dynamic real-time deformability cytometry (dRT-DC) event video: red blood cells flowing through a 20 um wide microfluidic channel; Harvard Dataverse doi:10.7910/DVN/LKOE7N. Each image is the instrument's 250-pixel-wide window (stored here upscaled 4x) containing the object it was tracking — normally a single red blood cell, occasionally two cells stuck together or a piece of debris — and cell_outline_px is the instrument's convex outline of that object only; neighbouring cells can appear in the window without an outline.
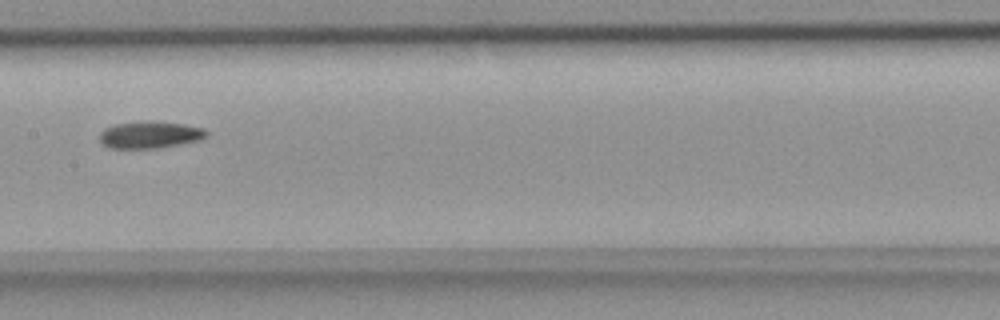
{"species": "common noctule bat (a hibernating species)", "species_latin": "Nyctalus noctula", "temperature_condition": "room temperature", "stored_images_in_passage": 7, "camera_frame_rate_fps": 3000, "um_per_image_px": 0.085, "animal": {"sex": "female", "body_mass_g": 18.4}, "frame": {"image": 1, "passage_image": 7, "time_ms": 2.0, "image_size_px": [1000, 320], "cell_outline_px": [[208, 136], [200, 140], [160, 148], [108, 148], [100, 140], [100, 132], [104, 128], [116, 124], [148, 120], [152, 120], [184, 124], [204, 128], [208, 132]], "centroid_in_image_um": [12.77, 11.45], "position_along_channel_um": 194.6, "area_um2": 16.99}}